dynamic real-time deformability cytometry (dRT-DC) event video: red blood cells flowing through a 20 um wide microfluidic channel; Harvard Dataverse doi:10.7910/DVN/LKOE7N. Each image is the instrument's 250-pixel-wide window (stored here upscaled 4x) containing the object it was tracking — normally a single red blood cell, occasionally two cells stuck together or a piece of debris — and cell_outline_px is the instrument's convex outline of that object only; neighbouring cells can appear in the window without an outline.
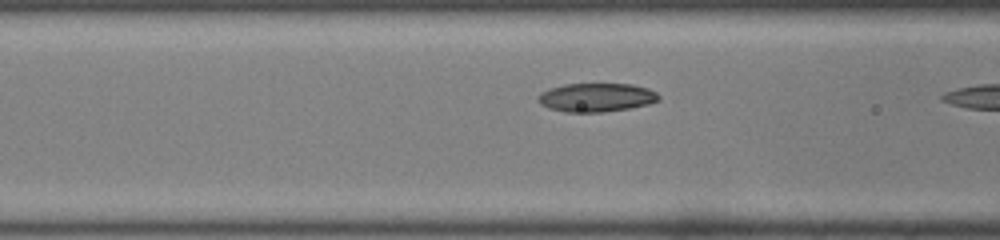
{"species": "common noctule bat (a hibernating species)", "species_latin": "Nyctalus noctula", "temperature_condition": "room temperature", "stored_images_in_passage": 11, "camera_frame_rate_fps": 3000, "um_per_image_px": 0.085, "animal": {"sex": "male", "body_mass_g": 19.0, "forearm_length_mm": 50.8}, "frame": {"image": 1, "passage_image": 10, "time_ms": 3.0, "image_size_px": [1000, 240], "cell_outline_px": [[660, 100], [648, 104], [628, 108], [604, 112], [564, 112], [548, 108], [540, 104], [536, 100], [536, 96], [540, 92], [564, 84], [632, 84], [648, 88], [656, 92], [660, 96]], "centroid_in_image_um": [50.66, 8.28], "position_along_channel_um": 115.9, "area_um2": 20.29}}